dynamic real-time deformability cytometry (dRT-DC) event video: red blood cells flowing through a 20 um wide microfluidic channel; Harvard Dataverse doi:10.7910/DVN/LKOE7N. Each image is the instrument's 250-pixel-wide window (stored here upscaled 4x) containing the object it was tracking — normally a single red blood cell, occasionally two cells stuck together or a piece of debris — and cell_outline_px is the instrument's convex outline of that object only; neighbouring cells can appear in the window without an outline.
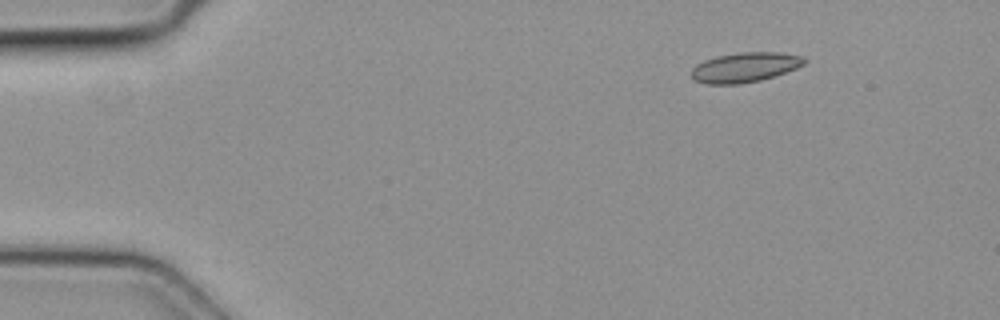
{"species": "common noctule bat (a hibernating species)", "species_latin": "Nyctalus noctula", "temperature_condition": "cold", "stored_images_in_passage": 5, "camera_frame_rate_fps": 3000, "um_per_image_px": 0.085, "animal": {"sex": "female", "body_mass_g": 19.3, "forearm_length_mm": 54.1}, "frame": {"image": 1, "passage_image": 1, "time_ms": 0.0, "image_size_px": [1000, 320], "cell_outline_px": [[808, 60], [804, 64], [796, 68], [760, 80], [740, 84], [704, 84], [692, 80], [692, 68], [696, 64], [704, 60], [716, 56], [736, 52], [780, 52], [804, 56]], "centroid_in_image_um": [63.29, 5.71], "position_along_channel_um": 21.7, "area_um2": 19.77}}